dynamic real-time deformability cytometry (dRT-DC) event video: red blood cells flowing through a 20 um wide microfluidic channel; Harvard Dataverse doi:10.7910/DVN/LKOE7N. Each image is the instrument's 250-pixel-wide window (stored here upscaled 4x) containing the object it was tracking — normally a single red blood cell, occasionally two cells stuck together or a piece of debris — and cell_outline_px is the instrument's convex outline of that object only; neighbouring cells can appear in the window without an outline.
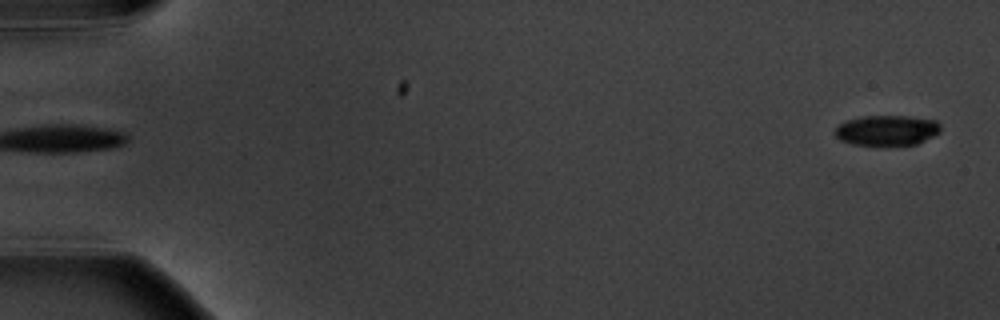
{"species": "common noctule bat (a hibernating species)", "species_latin": "Nyctalus noctula", "temperature_condition": "warm", "stored_images_in_passage": 5, "segment_of_instrument_passage": [2, 2], "camera_frame_rate_fps": 3000, "um_per_image_px": 0.085, "animal": {"sex": "male", "body_mass_g": 20.1, "forearm_length_mm": 53.5}, "frame": {"image": 1, "passage_image": 5, "time_ms": 4.667, "image_size_px": [1000, 320], "cell_outline_px": [[940, 132], [916, 144], [896, 148], [884, 148], [852, 144], [840, 140], [836, 136], [836, 128], [844, 120], [860, 116], [908, 116], [936, 120], [940, 124]], "centroid_in_image_um": [75.37, 11.12], "position_along_channel_um": 9.6, "area_um2": 19.48}}